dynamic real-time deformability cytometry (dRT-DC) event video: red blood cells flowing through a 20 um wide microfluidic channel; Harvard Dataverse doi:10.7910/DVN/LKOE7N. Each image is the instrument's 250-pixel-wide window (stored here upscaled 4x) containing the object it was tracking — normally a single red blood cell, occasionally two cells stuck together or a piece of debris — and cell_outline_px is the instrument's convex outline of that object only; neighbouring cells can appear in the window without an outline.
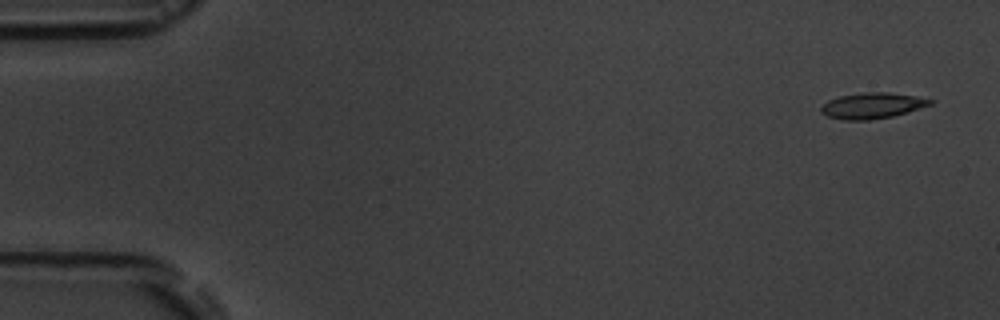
{"species": "common noctule bat (a hibernating species)", "species_latin": "Nyctalus noctula", "temperature_condition": "room temperature", "stored_images_in_passage": 5, "camera_frame_rate_fps": 3000, "um_per_image_px": 0.085, "animal": {"sex": "male", "body_mass_g": 19.5, "forearm_length_mm": 54.6}, "frame": {"image": 1, "passage_image": 1, "time_ms": 0.0, "image_size_px": [1000, 320], "cell_outline_px": [[936, 100], [932, 104], [892, 116], [868, 120], [844, 120], [828, 116], [820, 112], [820, 104], [828, 100], [840, 96], [864, 92], [888, 92], [916, 96]], "centroid_in_image_um": [74.11, 8.97], "position_along_channel_um": 10.9, "area_um2": 16.42}}
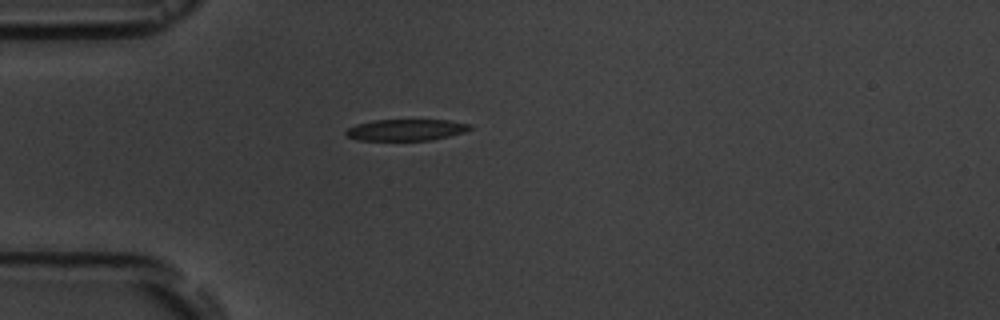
{"frame": {"image": 2, "passage_image": 5, "time_ms": 4.333, "image_size_px": [1000, 320], "cell_outline_px": [[472, 128], [464, 132], [432, 140], [356, 140], [348, 136], [344, 132], [348, 128], [356, 124], [372, 120], [448, 120], [472, 124]], "centroid_in_image_um": [34.51, 11.03], "position_along_channel_um": 50.5, "area_um2": 15.49}}